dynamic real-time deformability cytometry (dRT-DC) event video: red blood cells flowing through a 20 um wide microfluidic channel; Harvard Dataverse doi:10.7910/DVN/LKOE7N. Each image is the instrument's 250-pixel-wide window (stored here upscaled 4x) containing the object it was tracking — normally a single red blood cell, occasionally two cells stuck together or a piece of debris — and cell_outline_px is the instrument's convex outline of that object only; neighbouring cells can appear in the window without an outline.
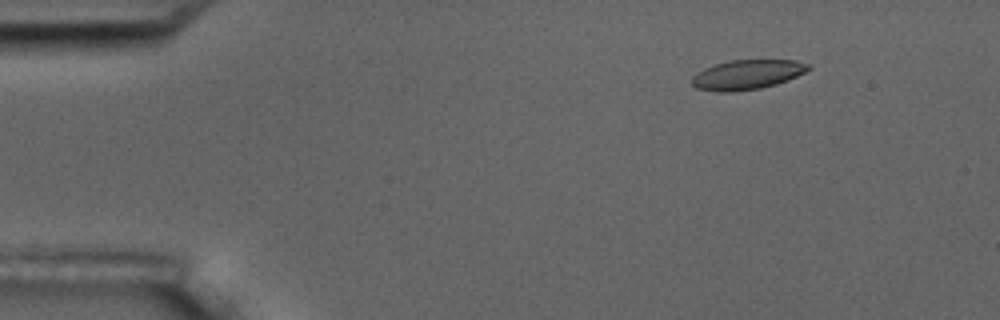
{"species": "common noctule bat (a hibernating species)", "species_latin": "Nyctalus noctula", "temperature_condition": "room temperature", "stored_images_in_passage": 15, "camera_frame_rate_fps": 3000, "um_per_image_px": 0.085, "animal": {"sex": "male", "body_mass_g": 17.5, "forearm_length_mm": 52.3}, "frame": {"image": 1, "passage_image": 1, "time_ms": 0.0, "image_size_px": [1000, 320], "cell_outline_px": [[812, 68], [796, 76], [776, 84], [760, 88], [732, 92], [720, 92], [696, 88], [692, 84], [692, 76], [696, 72], [704, 68], [716, 64], [732, 60], [796, 60], [812, 64]], "centroid_in_image_um": [63.51, 6.34], "position_along_channel_um": 21.5, "area_um2": 20.11}}
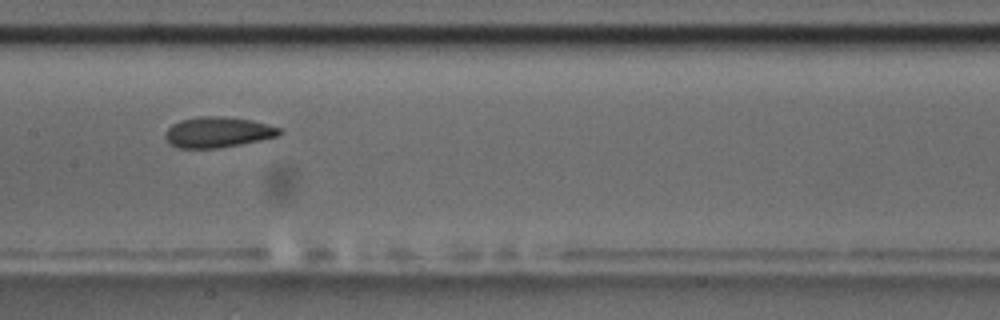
{"frame": {"image": 2, "passage_image": 7, "time_ms": 7.0, "image_size_px": [1000, 320], "cell_outline_px": [[284, 132], [276, 136], [260, 140], [240, 144], [216, 148], [180, 148], [168, 144], [164, 136], [168, 128], [172, 124], [180, 120], [200, 116], [220, 116], [252, 120], [280, 128]], "centroid_in_image_um": [18.48, 11.23], "position_along_channel_um": 188.9, "area_um2": 20.29}}
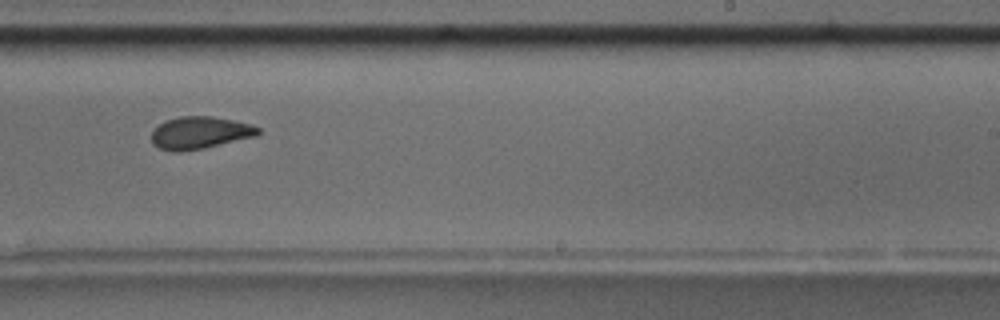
{"frame": {"image": 3, "passage_image": 9, "time_ms": 9.333, "image_size_px": [1000, 320], "cell_outline_px": [[260, 132], [256, 136], [204, 148], [180, 152], [172, 152], [160, 148], [152, 144], [152, 132], [164, 120], [180, 116], [212, 116], [252, 124], [260, 128]], "centroid_in_image_um": [16.99, 11.28], "position_along_channel_um": 272.0, "area_um2": 20.11}, "authors_computed_cell_mechanics": {"area_um2": 20.2878, "velocity_mm_per_s": 3.5731, "shape_relaxation_time_tau1_ms": 4.9582, "shape_relaxation_time_tau2_ms": 3.2117, "deformation_change_tau1": 0.1277, "deformation_change_tau2": 0.0526}}